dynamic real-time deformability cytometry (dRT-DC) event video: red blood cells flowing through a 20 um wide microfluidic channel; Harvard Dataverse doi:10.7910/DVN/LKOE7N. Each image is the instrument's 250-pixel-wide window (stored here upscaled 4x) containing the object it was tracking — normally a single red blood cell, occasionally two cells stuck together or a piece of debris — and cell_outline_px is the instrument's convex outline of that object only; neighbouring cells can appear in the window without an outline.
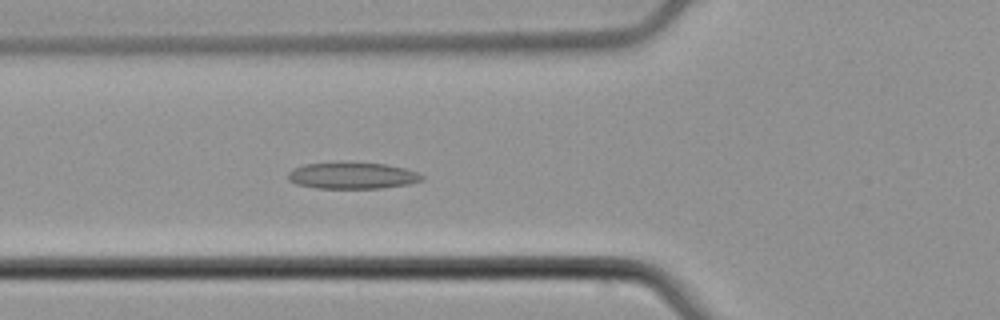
{"species": "common noctule bat (a hibernating species)", "species_latin": "Nyctalus noctula", "temperature_condition": "cold", "stored_images_in_passage": 4, "camera_frame_rate_fps": 3000, "um_per_image_px": 0.085, "animal": {"sex": "male", "body_mass_g": 21.5, "forearm_length_mm": 52.0}, "frame": {"image": 1, "passage_image": 4, "time_ms": 1.0, "image_size_px": [1000, 320], "cell_outline_px": [[424, 180], [408, 184], [380, 188], [316, 188], [296, 184], [288, 180], [288, 172], [292, 168], [304, 164], [340, 160], [384, 164], [404, 168], [416, 172], [424, 176]], "centroid_in_image_um": [29.89, 14.89], "position_along_channel_um": 95.9, "area_um2": 21.27}}